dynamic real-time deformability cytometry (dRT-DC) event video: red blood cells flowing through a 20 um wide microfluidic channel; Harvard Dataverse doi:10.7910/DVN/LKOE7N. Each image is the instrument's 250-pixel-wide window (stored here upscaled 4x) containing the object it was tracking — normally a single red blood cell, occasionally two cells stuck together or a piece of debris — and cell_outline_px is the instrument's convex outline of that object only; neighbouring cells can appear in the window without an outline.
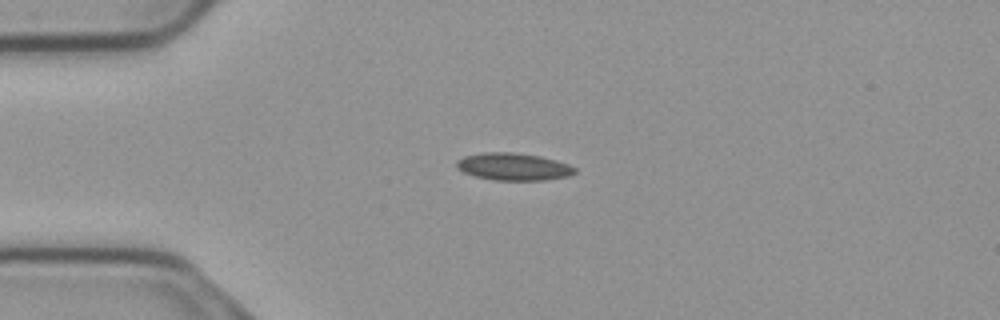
{"species": "common noctule bat (a hibernating species)", "species_latin": "Nyctalus noctula", "temperature_condition": "cold", "stored_images_in_passage": 43, "camera_frame_rate_fps": 3000, "um_per_image_px": 0.085, "animal": {"sex": "male", "body_mass_g": 23.1, "forearm_length_mm": 52.7}, "frame": {"image": 1, "passage_image": 1, "time_ms": 0.0, "image_size_px": [1000, 320], "cell_outline_px": [[576, 172], [568, 176], [544, 180], [496, 180], [476, 176], [464, 172], [456, 168], [456, 160], [464, 156], [484, 152], [512, 152], [540, 156], [556, 160], [568, 164], [576, 168]], "centroid_in_image_um": [43.63, 14.16], "position_along_channel_um": 41.4, "area_um2": 18.79}}
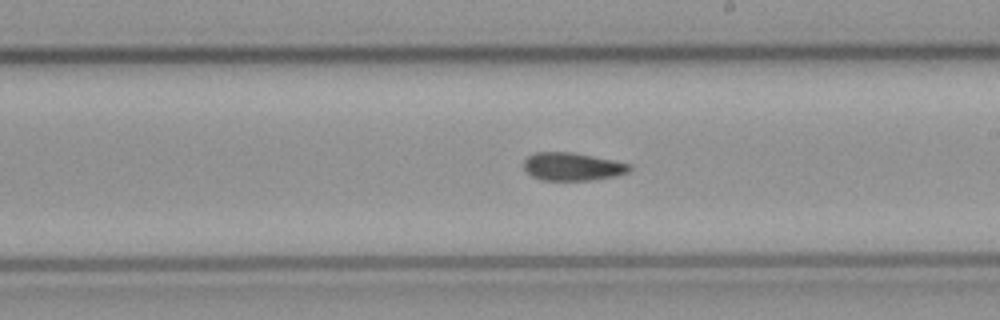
{"frame": {"image": 2, "passage_image": 19, "time_ms": 6.0, "image_size_px": [1000, 320], "cell_outline_px": [[632, 168], [628, 172], [616, 176], [592, 180], [540, 180], [532, 176], [524, 168], [524, 160], [528, 156], [536, 152], [572, 152], [612, 160], [628, 164]], "centroid_in_image_um": [48.63, 14.16], "position_along_channel_um": 240.4, "area_um2": 17.11}}
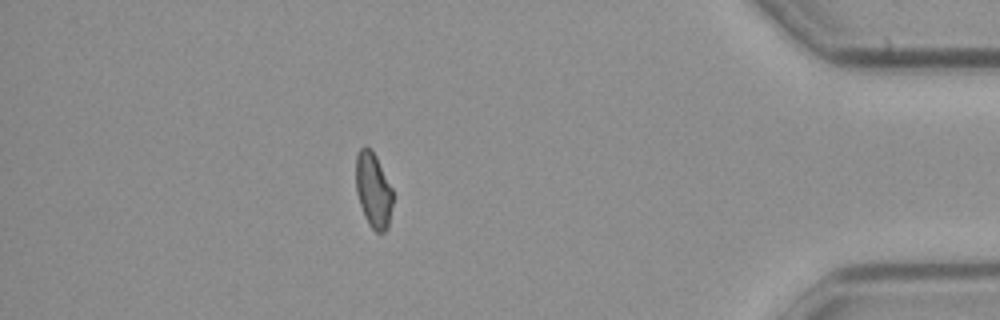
{"frame": {"image": 3, "passage_image": 36, "time_ms": 11.667, "image_size_px": [1000, 320], "cell_outline_px": [[392, 204], [388, 228], [384, 232], [376, 232], [368, 224], [364, 216], [356, 192], [356, 156], [360, 148], [364, 144], [372, 148], [392, 188]], "centroid_in_image_um": [31.72, 16.13], "position_along_channel_um": 403.5, "area_um2": 16.3}, "authors_computed_cell_mechanics": {"area_um2": 17.2822, "velocity_mm_per_s": 3.7186, "shape_relaxation_time_tau1_ms": null, "shape_relaxation_time_tau2_ms": 7.2793, "deformation_change_tau1": null, "deformation_change_tau2": 0.1173}}